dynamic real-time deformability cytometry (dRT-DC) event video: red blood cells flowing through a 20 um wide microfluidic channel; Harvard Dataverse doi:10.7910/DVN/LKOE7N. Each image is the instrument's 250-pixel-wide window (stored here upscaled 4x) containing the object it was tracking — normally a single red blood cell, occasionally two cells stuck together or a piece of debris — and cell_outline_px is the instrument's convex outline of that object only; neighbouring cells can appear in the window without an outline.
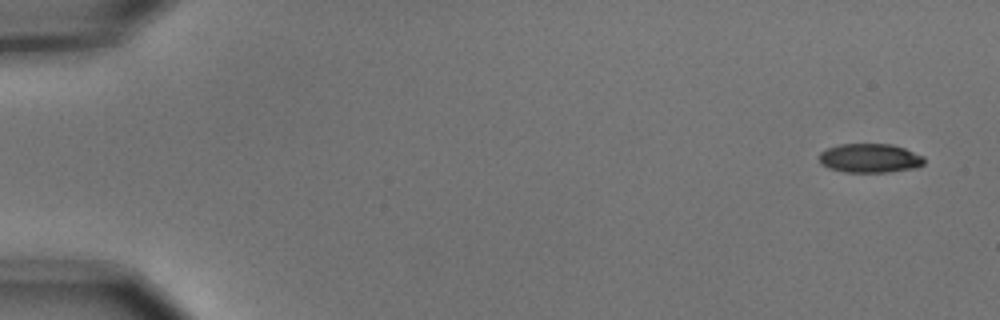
{"species": "common noctule bat (a hibernating species)", "species_latin": "Nyctalus noctula", "temperature_condition": "cold", "stored_images_in_passage": 5, "camera_frame_rate_fps": 3000, "um_per_image_px": 0.085, "animal": {"sex": "male", "body_mass_g": 15.6}, "frame": {"image": 1, "passage_image": 1, "time_ms": 0.0, "image_size_px": [1000, 320], "cell_outline_px": [[924, 164], [916, 168], [888, 172], [844, 172], [828, 168], [820, 164], [820, 152], [828, 148], [840, 144], [892, 144], [904, 148], [924, 156]], "centroid_in_image_um": [73.95, 13.45], "position_along_channel_um": 11.1, "area_um2": 17.86}}
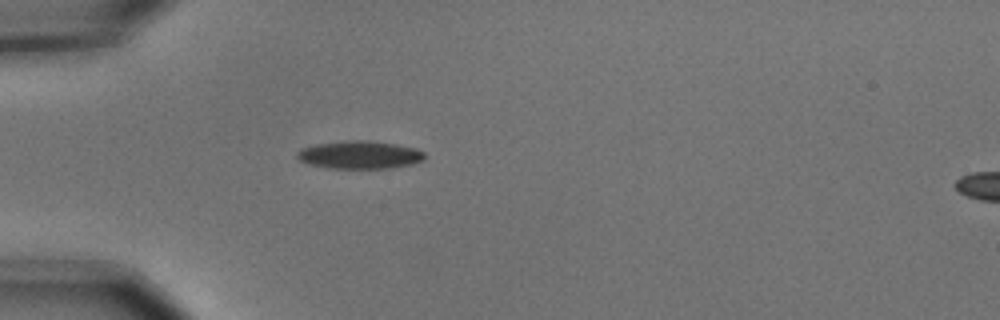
{"frame": {"image": 2, "passage_image": 5, "time_ms": 1.333, "image_size_px": [1000, 320], "cell_outline_px": [[424, 160], [412, 164], [392, 168], [328, 168], [312, 164], [300, 160], [296, 156], [296, 152], [300, 148], [316, 144], [344, 140], [368, 140], [396, 144], [416, 148], [424, 152]], "centroid_in_image_um": [30.58, 13.15], "position_along_channel_um": 54.4, "area_um2": 20.81}}